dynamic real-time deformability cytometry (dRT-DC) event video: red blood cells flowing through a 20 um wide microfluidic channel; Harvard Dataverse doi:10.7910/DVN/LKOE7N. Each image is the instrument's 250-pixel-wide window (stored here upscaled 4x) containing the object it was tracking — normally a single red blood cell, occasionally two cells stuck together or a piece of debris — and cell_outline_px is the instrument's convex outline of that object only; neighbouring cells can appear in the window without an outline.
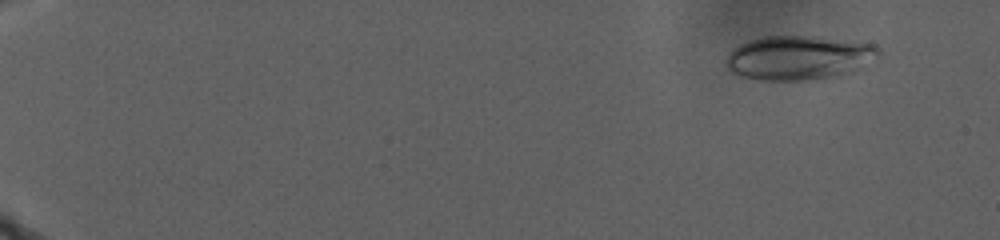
{"species": "human", "species_latin": "Homo sapiens", "temperature_condition": "warm", "stored_images_in_passage": 100, "camera_frame_rate_fps": 3000, "um_per_image_px": 0.085, "donor": {"sex": "male"}, "frame": {"image": 1, "passage_image": 1, "time_ms": 0.0, "image_size_px": [1000, 240], "cell_outline_px": [[880, 56], [840, 72], [828, 76], [808, 80], [760, 80], [740, 76], [732, 72], [724, 64], [724, 60], [728, 52], [740, 44], [764, 36], [820, 36], [876, 44], [880, 48]], "centroid_in_image_um": [67.79, 4.87], "position_along_channel_um": 17.2, "area_um2": 38.61}}
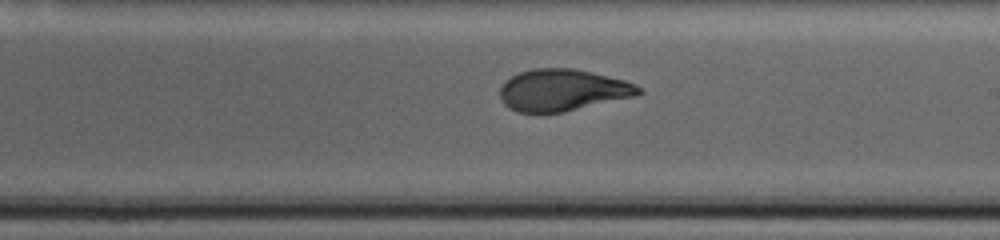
{"frame": {"image": 2, "passage_image": 65, "time_ms": 20.0, "image_size_px": [1000, 240], "cell_outline_px": [[644, 92], [636, 96], [564, 112], [516, 112], [508, 108], [504, 104], [500, 96], [500, 88], [512, 76], [520, 72], [532, 68], [572, 68], [592, 72], [624, 80], [636, 84]], "centroid_in_image_um": [47.84, 7.66], "position_along_channel_um": 241.2, "area_um2": 33.7}}
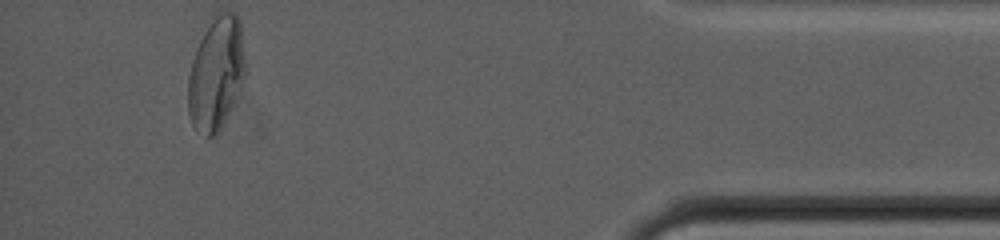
{"frame": {"image": 3, "passage_image": 100, "time_ms": 30.667, "image_size_px": [1000, 240], "cell_outline_px": [[248, 72], [216, 136], [208, 136], [196, 132], [192, 124], [188, 112], [188, 76], [192, 60], [196, 48], [212, 12], [236, 12], [240, 20]], "centroid_in_image_um": [18.38, 6.17], "position_along_channel_um": 416.8, "area_um2": 38.44}, "authors_computed_cell_mechanics": {"area_um2": 34.8823, "velocity_mm_per_s": 2.0638, "shape_relaxation_time_tau1_ms": null, "shape_relaxation_time_tau2_ms": 1.753, "deformation_change_tau1": null, "deformation_change_tau2": 0.0674}}